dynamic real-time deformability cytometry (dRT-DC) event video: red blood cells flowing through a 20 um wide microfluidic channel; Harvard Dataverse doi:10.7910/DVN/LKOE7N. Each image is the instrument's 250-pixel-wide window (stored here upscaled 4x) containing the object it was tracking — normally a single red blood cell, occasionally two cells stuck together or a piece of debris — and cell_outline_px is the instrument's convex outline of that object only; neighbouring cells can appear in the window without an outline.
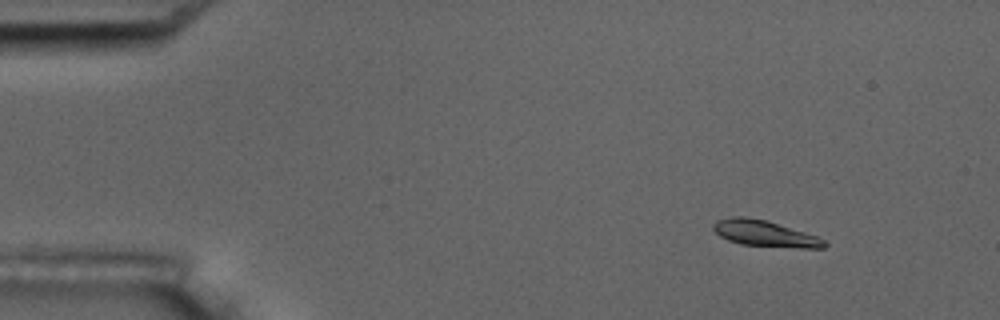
{"species": "common noctule bat (a hibernating species)", "species_latin": "Nyctalus noctula", "temperature_condition": "room temperature", "stored_images_in_passage": 4, "camera_frame_rate_fps": 3000, "um_per_image_px": 0.085, "animal": {"sex": "male", "body_mass_g": 17.5, "forearm_length_mm": 52.3}, "frame": {"image": 1, "passage_image": 2, "time_ms": 1.333, "image_size_px": [1000, 320], "cell_outline_px": [[828, 244], [824, 248], [800, 248], [740, 244], [728, 240], [720, 236], [712, 228], [712, 224], [716, 220], [732, 216], [744, 216], [768, 220], [816, 236], [824, 240]], "centroid_in_image_um": [64.98, 19.84], "position_along_channel_um": 20.0, "area_um2": 16.94}}